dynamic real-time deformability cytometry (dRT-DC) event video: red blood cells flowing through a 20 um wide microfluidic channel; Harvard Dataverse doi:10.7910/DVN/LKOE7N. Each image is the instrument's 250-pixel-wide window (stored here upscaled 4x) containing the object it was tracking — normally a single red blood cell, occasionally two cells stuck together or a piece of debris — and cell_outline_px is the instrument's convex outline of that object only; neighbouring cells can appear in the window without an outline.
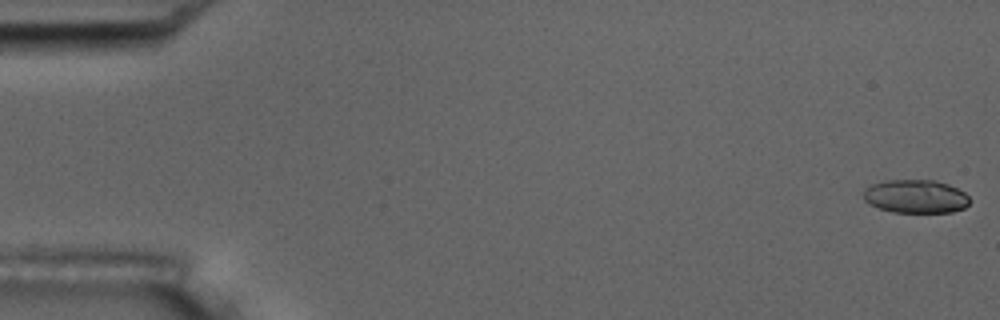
{"species": "common noctule bat (a hibernating species)", "species_latin": "Nyctalus noctula", "temperature_condition": "room temperature", "stored_images_in_passage": 5, "camera_frame_rate_fps": 3000, "um_per_image_px": 0.085, "animal": {"sex": "male", "body_mass_g": 17.5, "forearm_length_mm": 52.3}, "frame": {"image": 1, "passage_image": 1, "time_ms": 0.0, "image_size_px": [1000, 320], "cell_outline_px": [[968, 204], [964, 208], [952, 212], [892, 212], [868, 204], [864, 200], [864, 188], [872, 184], [888, 180], [936, 180], [948, 184], [964, 192], [968, 196]], "centroid_in_image_um": [77.81, 16.69], "position_along_channel_um": 7.2, "area_um2": 20.63}}